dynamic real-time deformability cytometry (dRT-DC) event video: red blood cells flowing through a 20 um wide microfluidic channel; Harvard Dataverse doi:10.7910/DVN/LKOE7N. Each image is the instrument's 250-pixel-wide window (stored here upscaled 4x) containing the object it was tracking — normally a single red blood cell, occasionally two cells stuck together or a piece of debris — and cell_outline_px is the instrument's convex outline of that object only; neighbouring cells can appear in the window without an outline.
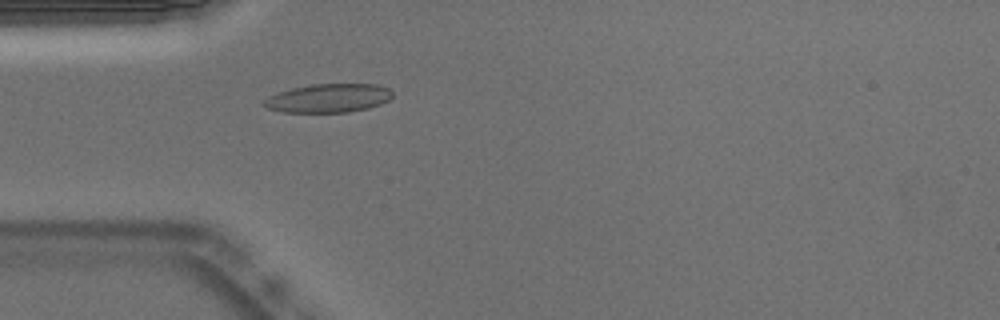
{"species": "Egyptian fruit bat (a non-hibernating species)", "species_latin": "Rousettus aegyptiacus", "temperature_condition": "warm", "stored_images_in_passage": 20, "camera_frame_rate_fps": 3000, "um_per_image_px": 0.085, "animal": {"sex": "male"}, "frame": {"image": 1, "passage_image": 15, "time_ms": 4.667, "image_size_px": [1000, 320], "cell_outline_px": [[392, 96], [388, 100], [380, 104], [368, 108], [348, 112], [284, 112], [268, 108], [260, 104], [268, 96], [292, 88], [312, 84], [376, 84], [388, 88], [392, 92]], "centroid_in_image_um": [27.91, 8.34], "position_along_channel_um": 57.1, "area_um2": 21.39}}